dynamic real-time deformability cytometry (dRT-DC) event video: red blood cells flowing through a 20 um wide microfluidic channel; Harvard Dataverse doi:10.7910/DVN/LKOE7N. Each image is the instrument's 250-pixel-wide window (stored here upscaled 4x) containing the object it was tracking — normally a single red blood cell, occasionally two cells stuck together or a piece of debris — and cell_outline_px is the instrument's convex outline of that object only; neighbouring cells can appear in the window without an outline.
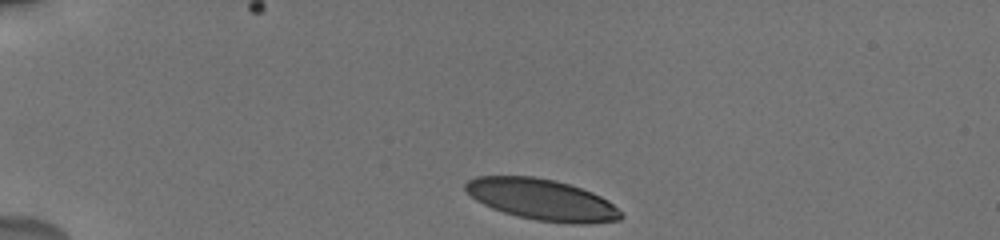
{"species": "human", "species_latin": "Homo sapiens", "temperature_condition": "cold", "stored_images_in_passage": 24, "camera_frame_rate_fps": 3000, "um_per_image_px": 0.085, "donor": {"sex": "male"}, "frame": {"image": 1, "passage_image": 1, "time_ms": 0.0, "image_size_px": [1000, 240], "cell_outline_px": [[624, 216], [620, 220], [588, 224], [572, 224], [536, 220], [504, 212], [492, 208], [476, 200], [464, 188], [464, 184], [468, 180], [476, 176], [532, 176], [556, 180], [592, 192], [608, 200]], "centroid_in_image_um": [46.07, 16.96], "position_along_channel_um": 38.9, "area_um2": 37.11}}
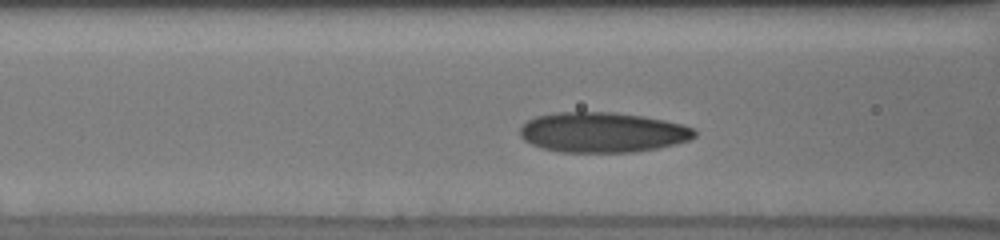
{"frame": {"image": 2, "passage_image": 11, "time_ms": 3.667, "image_size_px": [1000, 240], "cell_outline_px": [[696, 136], [688, 140], [676, 144], [656, 148], [632, 152], [560, 152], [544, 148], [532, 144], [524, 140], [520, 136], [520, 128], [528, 120], [536, 116], [556, 112], [612, 112], [640, 116], [664, 120], [680, 124], [692, 128], [696, 132]], "centroid_in_image_um": [51.19, 11.25], "position_along_channel_um": 115.4, "area_um2": 40.58}}
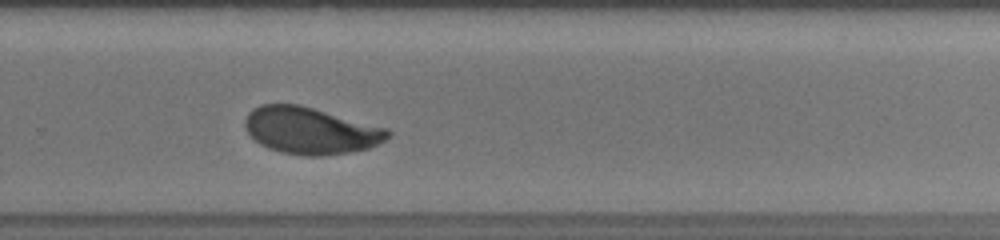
{"frame": {"image": 3, "passage_image": 23, "time_ms": 8.667, "image_size_px": [1000, 240], "cell_outline_px": [[392, 132], [384, 140], [368, 148], [348, 152], [320, 156], [304, 156], [280, 152], [268, 148], [260, 144], [244, 128], [244, 120], [248, 112], [252, 108], [260, 104], [300, 104], [388, 128]], "centroid_in_image_um": [26.36, 11.09], "position_along_channel_um": 303.4, "area_um2": 39.02}}